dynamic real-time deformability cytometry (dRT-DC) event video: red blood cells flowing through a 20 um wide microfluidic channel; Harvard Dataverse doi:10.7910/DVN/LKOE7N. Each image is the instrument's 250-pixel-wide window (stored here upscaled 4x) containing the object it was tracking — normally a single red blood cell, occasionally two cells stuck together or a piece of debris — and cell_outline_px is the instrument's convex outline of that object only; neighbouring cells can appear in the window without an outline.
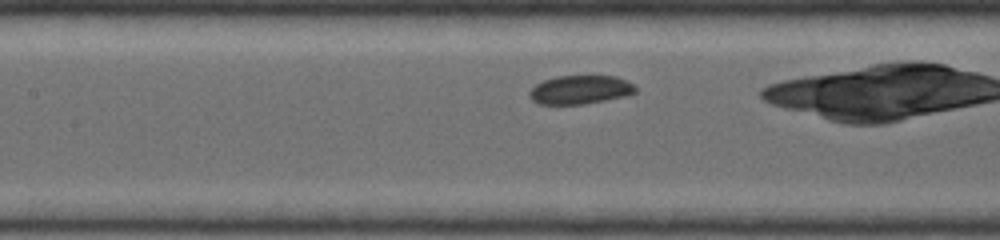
{"species": "common noctule bat (a hibernating species)", "species_latin": "Nyctalus noctula", "temperature_condition": "warm", "stored_images_in_passage": 22, "camera_frame_rate_fps": 5000, "um_per_image_px": 0.085, "animal": {"sex": "female", "body_mass_g": 19.0, "forearm_length_mm": 53.3}, "frame": {"image": 1, "passage_image": 7, "time_ms": 1.2, "image_size_px": [1000, 240], "cell_outline_px": [[636, 92], [628, 96], [584, 104], [536, 104], [528, 96], [528, 92], [536, 84], [544, 80], [556, 76], [616, 76], [632, 84], [636, 88]], "centroid_in_image_um": [49.29, 7.64], "position_along_channel_um": 158.1, "area_um2": 17.8}}